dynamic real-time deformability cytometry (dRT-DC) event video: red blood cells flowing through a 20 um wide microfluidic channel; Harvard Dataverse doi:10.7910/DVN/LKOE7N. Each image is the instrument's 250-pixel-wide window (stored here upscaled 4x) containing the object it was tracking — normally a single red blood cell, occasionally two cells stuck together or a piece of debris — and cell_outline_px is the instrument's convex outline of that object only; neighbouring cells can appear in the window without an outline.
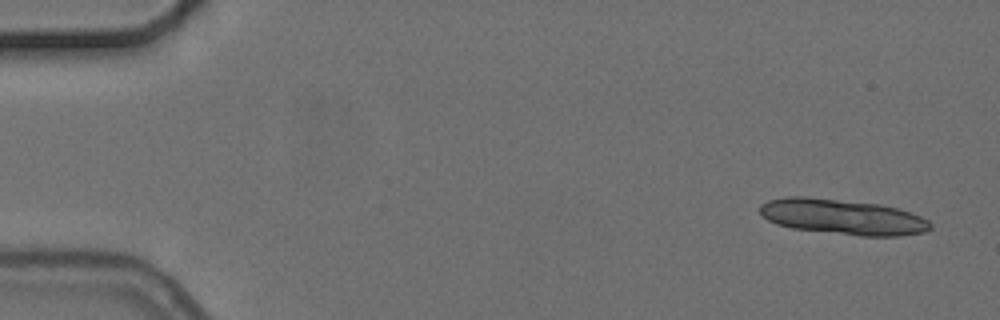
{"species": "common noctule bat (a hibernating species)", "species_latin": "Nyctalus noctula", "temperature_condition": "cold", "stored_images_in_passage": 5, "camera_frame_rate_fps": 3000, "um_per_image_px": 0.085, "animal": {"sex": "female", "body_mass_g": 24.6, "forearm_length_mm": 56.2}, "frame": {"image": 1, "passage_image": 1, "time_ms": 0.0, "image_size_px": [1000, 320], "cell_outline_px": [[932, 228], [924, 232], [900, 236], [860, 236], [792, 228], [776, 224], [760, 216], [760, 204], [768, 200], [788, 196], [804, 196], [880, 204], [896, 208], [920, 216], [928, 220], [932, 224]], "centroid_in_image_um": [71.6, 18.43], "position_along_channel_um": 13.4, "area_um2": 35.26}}